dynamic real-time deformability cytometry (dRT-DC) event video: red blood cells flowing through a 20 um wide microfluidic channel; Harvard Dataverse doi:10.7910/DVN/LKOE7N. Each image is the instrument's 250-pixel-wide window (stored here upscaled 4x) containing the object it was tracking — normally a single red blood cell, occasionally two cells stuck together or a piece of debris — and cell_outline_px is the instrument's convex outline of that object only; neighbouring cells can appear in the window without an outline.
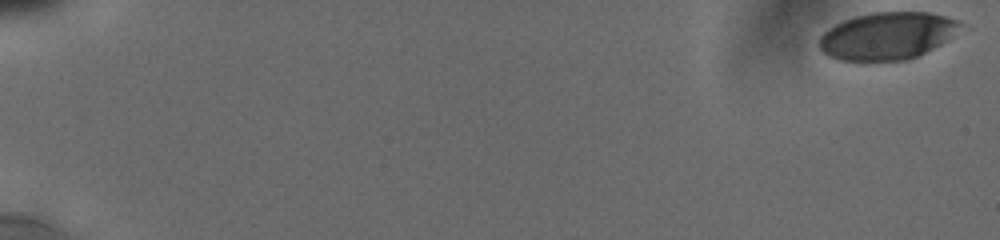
{"species": "human", "species_latin": "Homo sapiens", "temperature_condition": "cold", "stored_images_in_passage": 42, "camera_frame_rate_fps": 3000, "um_per_image_px": 0.085, "donor": {"sex": "male"}, "frame": {"image": 1, "passage_image": 1, "time_ms": 0.0, "image_size_px": [1000, 240], "cell_outline_px": [[964, 24], [948, 40], [908, 60], [840, 60], [828, 56], [820, 48], [820, 36], [828, 28], [844, 20], [856, 16], [872, 12], [928, 12], [960, 20]], "centroid_in_image_um": [75.43, 3.03], "position_along_channel_um": 9.6, "area_um2": 38.67}}
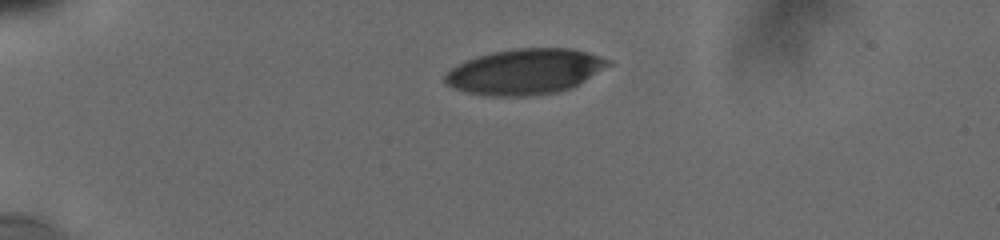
{"frame": {"image": 2, "passage_image": 30, "time_ms": 4.667, "image_size_px": [1000, 240], "cell_outline_px": [[612, 64], [572, 88], [556, 92], [528, 96], [488, 96], [464, 92], [452, 88], [444, 80], [444, 76], [456, 64], [464, 60], [476, 56], [492, 52], [516, 48], [572, 48], [600, 56], [612, 60]], "centroid_in_image_um": [44.61, 6.08], "position_along_channel_um": 40.4, "area_um2": 43.52}}